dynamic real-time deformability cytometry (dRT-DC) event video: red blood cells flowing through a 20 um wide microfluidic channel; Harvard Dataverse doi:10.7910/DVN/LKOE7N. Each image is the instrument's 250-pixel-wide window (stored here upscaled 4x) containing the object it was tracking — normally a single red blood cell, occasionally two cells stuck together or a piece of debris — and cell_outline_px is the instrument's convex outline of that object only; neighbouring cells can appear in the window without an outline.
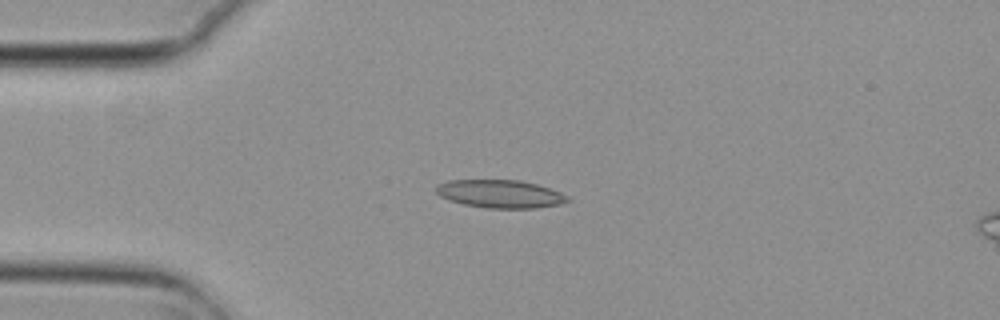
{"species": "common noctule bat (a hibernating species)", "species_latin": "Nyctalus noctula", "temperature_condition": "cold", "stored_images_in_passage": 7, "camera_frame_rate_fps": 3000, "um_per_image_px": 0.085, "animal": {"sex": "female", "body_mass_g": 29.2, "forearm_length_mm": 56.3}, "frame": {"image": 1, "passage_image": 3, "time_ms": 0.667, "image_size_px": [1000, 320], "cell_outline_px": [[572, 200], [560, 204], [536, 208], [488, 208], [464, 204], [448, 200], [440, 196], [436, 192], [436, 184], [448, 180], [520, 180], [536, 184], [560, 192], [568, 196]], "centroid_in_image_um": [42.51, 16.48], "position_along_channel_um": 42.5, "area_um2": 21.5}}
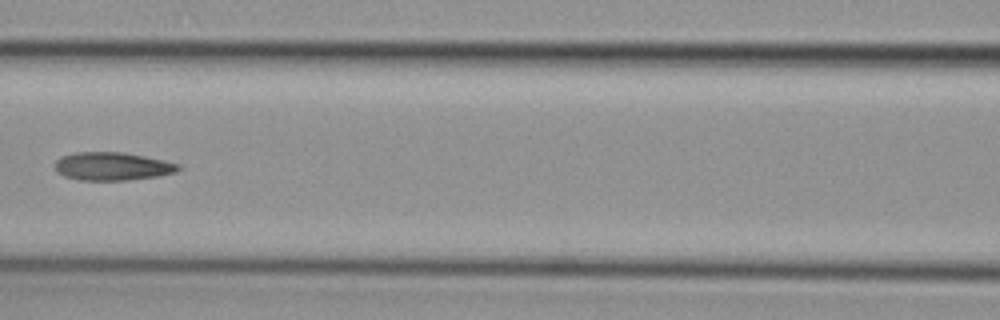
{"frame": {"image": 2, "passage_image": 6, "time_ms": 1.667, "image_size_px": [1000, 320], "cell_outline_px": [[180, 168], [176, 172], [160, 176], [128, 180], [80, 180], [64, 176], [56, 172], [52, 164], [60, 156], [76, 152], [124, 152], [164, 160], [180, 164]], "centroid_in_image_um": [9.51, 14.13], "position_along_channel_um": 157.1, "area_um2": 20.52}}
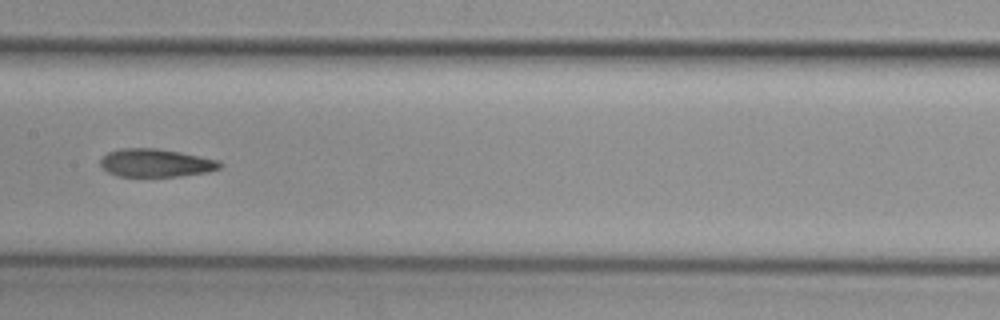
{"frame": {"image": 3, "passage_image": 7, "time_ms": 2.0, "image_size_px": [1000, 320], "cell_outline_px": [[224, 164], [220, 168], [208, 172], [180, 176], [116, 176], [108, 172], [100, 164], [100, 160], [108, 152], [120, 148], [156, 148], [180, 152], [220, 160]], "centroid_in_image_um": [13.28, 13.84], "position_along_channel_um": 194.1, "area_um2": 19.59}}